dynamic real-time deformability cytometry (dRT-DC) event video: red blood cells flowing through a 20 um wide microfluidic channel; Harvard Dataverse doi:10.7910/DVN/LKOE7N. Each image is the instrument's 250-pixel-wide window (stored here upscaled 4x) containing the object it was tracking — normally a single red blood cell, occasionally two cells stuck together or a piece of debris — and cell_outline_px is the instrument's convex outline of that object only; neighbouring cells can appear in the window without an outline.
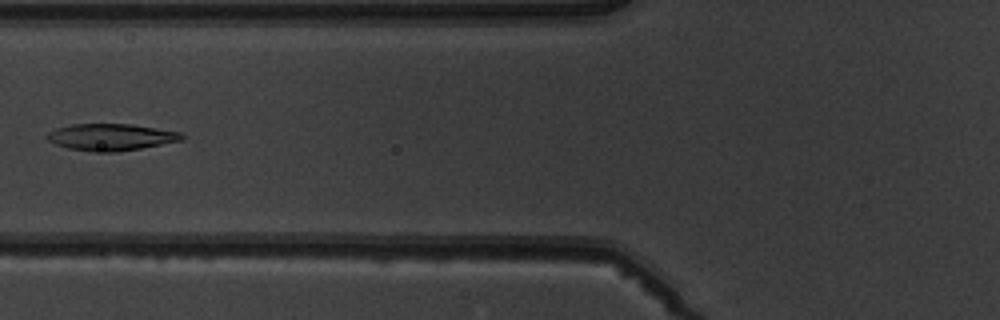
{"species": "common noctule bat (a hibernating species)", "species_latin": "Nyctalus noctula", "temperature_condition": "warm", "stored_images_in_passage": 5, "camera_frame_rate_fps": 3000, "um_per_image_px": 0.085, "animal": {"sex": "male", "body_mass_g": 19.5, "forearm_length_mm": 54.6}, "frame": {"image": 1, "passage_image": 4, "time_ms": 3.667, "image_size_px": [1000, 320], "cell_outline_px": [[184, 140], [140, 148], [116, 152], [92, 152], [68, 148], [56, 144], [48, 140], [44, 136], [48, 132], [56, 128], [72, 124], [132, 124], [180, 132], [184, 136]], "centroid_in_image_um": [9.41, 11.65], "position_along_channel_um": 116.4, "area_um2": 21.04}}
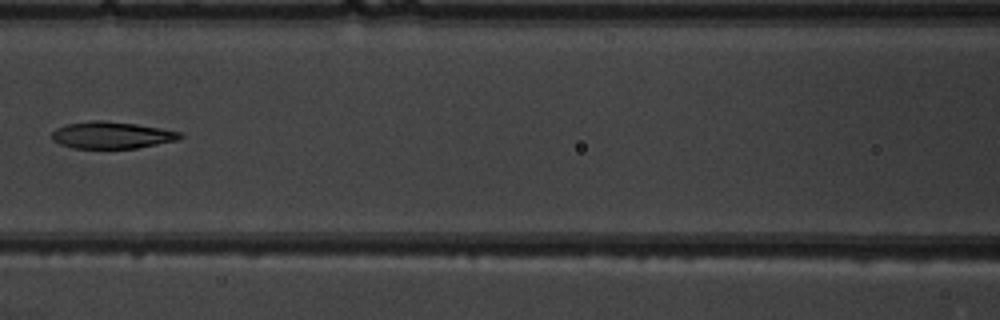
{"frame": {"image": 2, "passage_image": 5, "time_ms": 4.667, "image_size_px": [1000, 320], "cell_outline_px": [[184, 136], [176, 140], [136, 148], [72, 148], [60, 144], [52, 140], [52, 132], [56, 128], [64, 124], [92, 120], [104, 120], [136, 124], [160, 128], [180, 132]], "centroid_in_image_um": [9.45, 11.48], "position_along_channel_um": 157.2, "area_um2": 20.06}}